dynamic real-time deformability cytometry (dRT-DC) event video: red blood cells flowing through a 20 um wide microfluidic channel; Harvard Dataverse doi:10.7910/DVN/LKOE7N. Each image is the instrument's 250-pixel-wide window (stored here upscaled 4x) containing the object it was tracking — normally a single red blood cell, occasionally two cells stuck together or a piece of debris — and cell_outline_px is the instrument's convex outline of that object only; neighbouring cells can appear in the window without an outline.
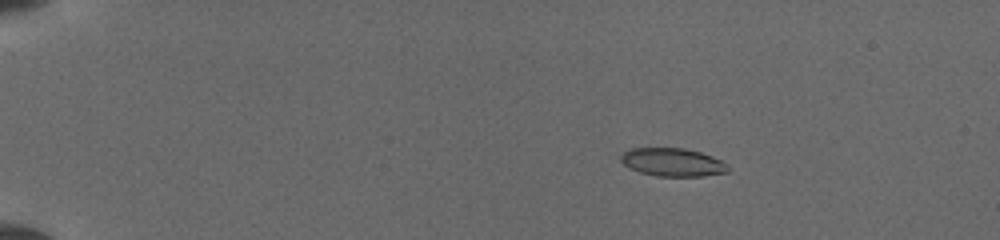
{"species": "common noctule bat (a hibernating species)", "species_latin": "Nyctalus noctula", "temperature_condition": "cold", "stored_images_in_passage": 10, "camera_frame_rate_fps": 3000, "um_per_image_px": 0.085, "animal": {"sex": "female", "body_mass_g": 19.5, "forearm_length_mm": 54.1}, "frame": {"image": 1, "passage_image": 4, "time_ms": 2.667, "image_size_px": [1000, 240], "cell_outline_px": [[728, 172], [704, 176], [656, 176], [640, 172], [624, 164], [620, 160], [620, 156], [628, 148], [684, 148], [700, 152], [712, 156], [728, 164]], "centroid_in_image_um": [57.18, 13.78], "position_along_channel_um": 27.8, "area_um2": 17.57}}
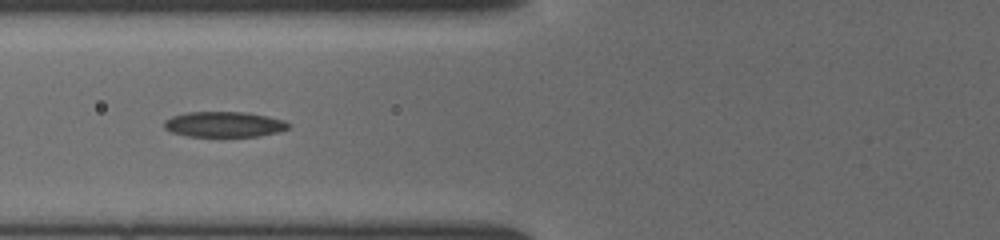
{"frame": {"image": 2, "passage_image": 9, "time_ms": 7.0, "image_size_px": [1000, 240], "cell_outline_px": [[292, 124], [288, 128], [276, 132], [260, 136], [188, 136], [172, 132], [164, 128], [164, 120], [172, 116], [188, 112], [248, 112], [268, 116], [284, 120]], "centroid_in_image_um": [19.06, 10.56], "position_along_channel_um": 106.7, "area_um2": 18.44}}